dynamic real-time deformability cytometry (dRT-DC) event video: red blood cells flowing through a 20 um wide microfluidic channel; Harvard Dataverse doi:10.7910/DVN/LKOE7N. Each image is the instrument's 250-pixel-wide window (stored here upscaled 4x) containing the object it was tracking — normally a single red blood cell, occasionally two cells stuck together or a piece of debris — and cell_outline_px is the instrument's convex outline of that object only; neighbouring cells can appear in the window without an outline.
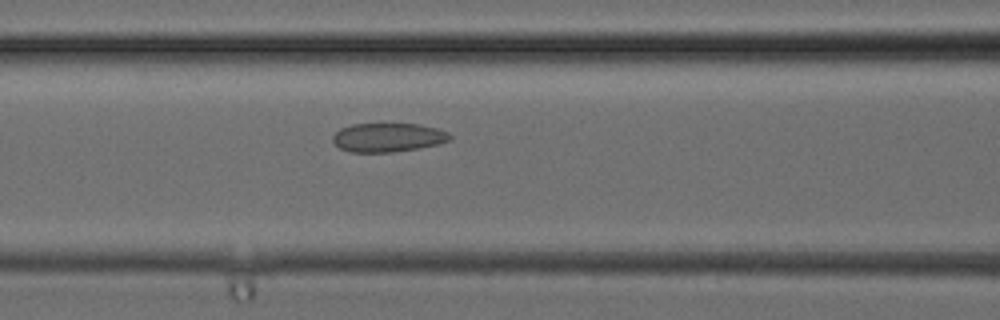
{"species": "common noctule bat (a hibernating species)", "species_latin": "Nyctalus noctula", "temperature_condition": "cold", "stored_images_in_passage": 21, "camera_frame_rate_fps": 3000, "um_per_image_px": 0.085, "animal": {"sex": "female", "body_mass_g": 24.6, "forearm_length_mm": 56.2}, "frame": {"image": 1, "passage_image": 7, "time_ms": 2.0, "image_size_px": [1000, 320], "cell_outline_px": [[452, 140], [440, 144], [420, 148], [392, 152], [348, 152], [340, 148], [332, 140], [332, 136], [340, 128], [352, 124], [420, 124], [436, 128], [448, 132], [452, 136]], "centroid_in_image_um": [33.0, 11.69], "position_along_channel_um": 133.6, "area_um2": 19.88}}
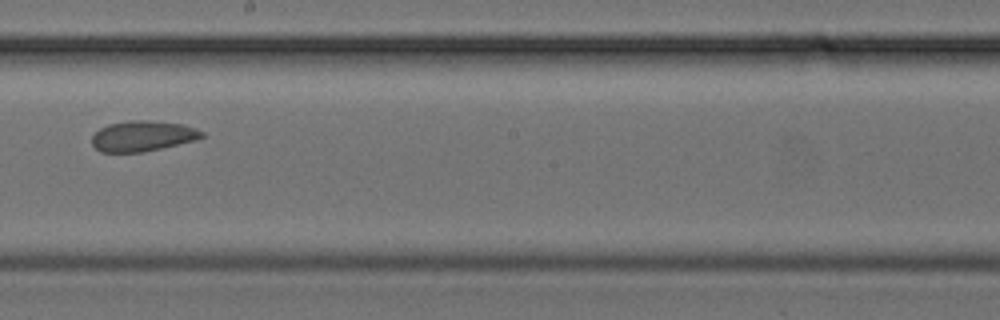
{"frame": {"image": 2, "passage_image": 12, "time_ms": 3.667, "image_size_px": [1000, 320], "cell_outline_px": [[204, 136], [196, 140], [144, 152], [100, 152], [92, 144], [92, 136], [100, 128], [108, 124], [132, 120], [148, 120], [184, 124], [196, 128], [204, 132]], "centroid_in_image_um": [12.14, 11.56], "position_along_channel_um": 236.1, "area_um2": 19.59}}
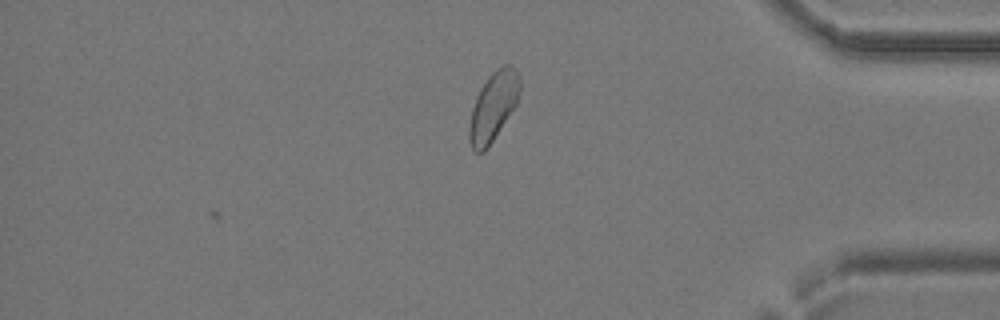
{"frame": {"image": 3, "passage_image": 21, "time_ms": 6.667, "image_size_px": [1000, 320], "cell_outline_px": [[520, 92], [516, 104], [484, 152], [476, 152], [472, 148], [468, 140], [468, 128], [472, 108], [476, 96], [480, 88], [488, 76], [496, 68], [504, 64], [508, 64], [520, 76]], "centroid_in_image_um": [41.9, 9.03], "position_along_channel_um": 393.3, "area_um2": 20.06}}